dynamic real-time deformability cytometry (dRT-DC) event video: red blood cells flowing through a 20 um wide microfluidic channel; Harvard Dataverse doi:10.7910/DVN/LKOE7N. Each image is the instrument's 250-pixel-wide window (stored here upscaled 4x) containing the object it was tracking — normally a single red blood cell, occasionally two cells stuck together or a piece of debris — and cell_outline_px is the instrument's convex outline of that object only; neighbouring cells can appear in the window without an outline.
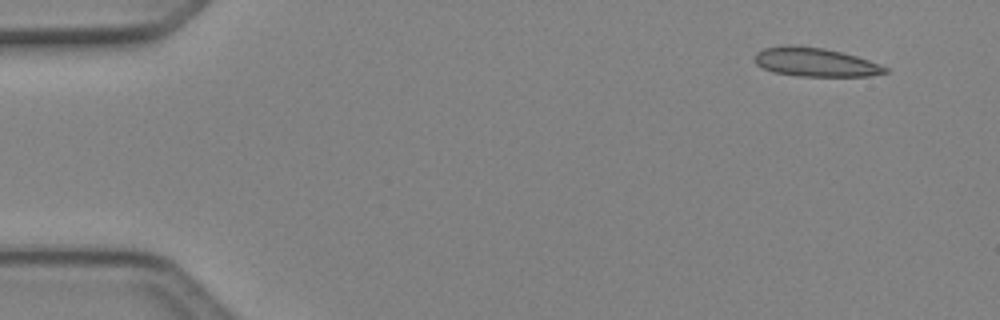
{"species": "Egyptian fruit bat (a non-hibernating species)", "species_latin": "Rousettus aegyptiacus", "temperature_condition": "cold", "stored_images_in_passage": 4, "camera_frame_rate_fps": 3000, "um_per_image_px": 0.085, "animal": {"sex": "female"}, "frame": {"image": 1, "passage_image": 1, "time_ms": 0.0, "image_size_px": [1000, 320], "cell_outline_px": [[888, 72], [868, 76], [796, 76], [772, 72], [756, 64], [752, 60], [752, 56], [756, 52], [764, 48], [784, 44], [792, 44], [824, 48], [856, 56], [880, 64], [888, 68]], "centroid_in_image_um": [69.22, 5.27], "position_along_channel_um": 15.8, "area_um2": 22.2}}
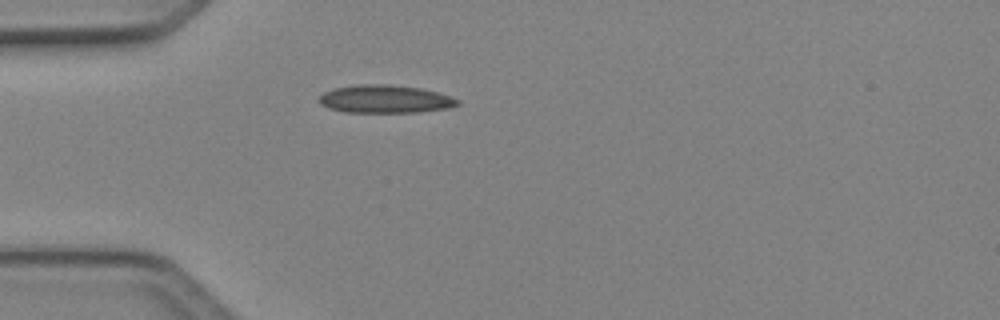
{"frame": {"image": 2, "passage_image": 4, "time_ms": 1.0, "image_size_px": [1000, 320], "cell_outline_px": [[460, 104], [448, 108], [420, 112], [344, 112], [328, 108], [320, 104], [320, 96], [324, 92], [332, 88], [356, 84], [388, 84], [420, 88], [436, 92], [460, 100]], "centroid_in_image_um": [32.71, 8.42], "position_along_channel_um": 52.3, "area_um2": 22.6}}